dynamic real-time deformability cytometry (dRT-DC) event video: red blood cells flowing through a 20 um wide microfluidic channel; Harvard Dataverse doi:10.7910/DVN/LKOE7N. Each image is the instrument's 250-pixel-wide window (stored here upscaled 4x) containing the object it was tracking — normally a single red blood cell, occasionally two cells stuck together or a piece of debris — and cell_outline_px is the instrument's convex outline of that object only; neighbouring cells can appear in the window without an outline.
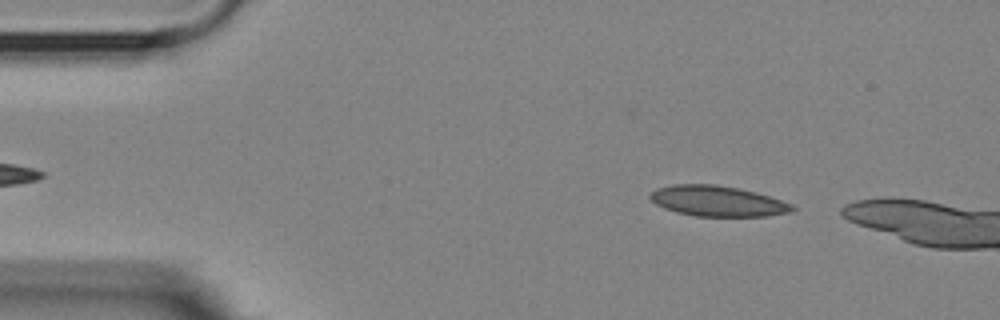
{"species": "Egyptian fruit bat (a non-hibernating species)", "species_latin": "Rousettus aegyptiacus", "temperature_condition": "room temperature", "stored_images_in_passage": 9, "camera_frame_rate_fps": 3000, "um_per_image_px": 0.085, "animal": {"sex": "female"}, "frame": {"image": 1, "passage_image": 4, "time_ms": 1.0, "image_size_px": [1000, 320], "cell_outline_px": [[796, 208], [792, 212], [768, 216], [696, 216], [676, 212], [664, 208], [656, 204], [648, 196], [656, 188], [672, 184], [716, 184], [756, 192], [792, 204]], "centroid_in_image_um": [60.98, 17.09], "position_along_channel_um": 24.0, "area_um2": 25.26}}